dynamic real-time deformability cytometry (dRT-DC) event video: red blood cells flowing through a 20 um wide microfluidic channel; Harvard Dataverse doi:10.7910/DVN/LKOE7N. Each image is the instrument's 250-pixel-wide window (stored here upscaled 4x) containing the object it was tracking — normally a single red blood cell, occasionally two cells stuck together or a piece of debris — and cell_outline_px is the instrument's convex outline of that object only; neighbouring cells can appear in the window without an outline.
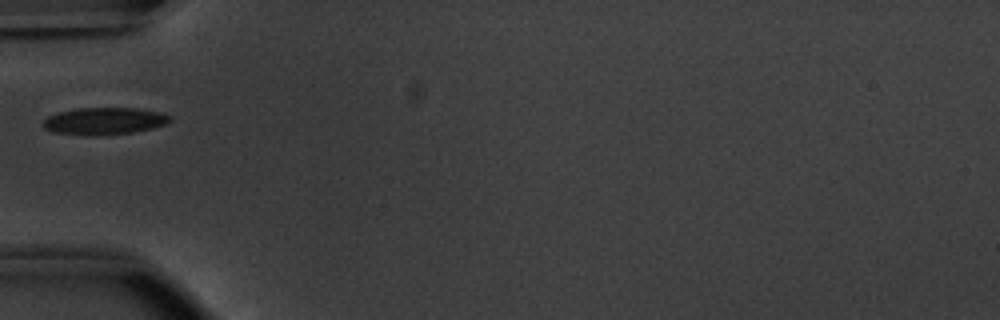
{"species": "common noctule bat (a hibernating species)", "species_latin": "Nyctalus noctula", "temperature_condition": "warm", "stored_images_in_passage": 29, "camera_frame_rate_fps": 3000, "um_per_image_px": 0.085, "animal": {"sex": "male", "body_mass_g": 20.1, "forearm_length_mm": 53.5}, "frame": {"image": 1, "passage_image": 1, "time_ms": 0.0, "image_size_px": [1000, 320], "cell_outline_px": [[172, 120], [168, 124], [152, 128], [132, 132], [52, 132], [44, 128], [44, 120], [48, 116], [60, 112], [76, 108], [136, 108], [160, 112], [172, 116]], "centroid_in_image_um": [8.96, 10.22], "position_along_channel_um": 76.0, "area_um2": 18.9}}
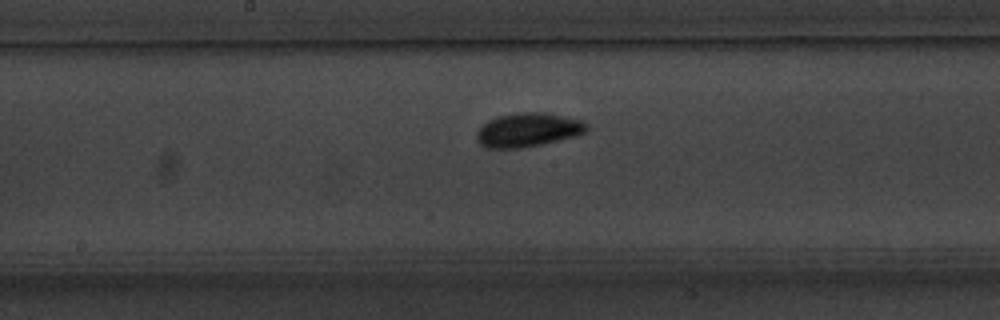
{"frame": {"image": 2, "passage_image": 11, "time_ms": 3.333, "image_size_px": [1000, 320], "cell_outline_px": [[588, 132], [576, 136], [540, 144], [520, 148], [484, 148], [476, 140], [476, 132], [488, 120], [500, 116], [516, 112], [544, 112], [584, 120], [588, 124]], "centroid_in_image_um": [44.9, 11.03], "position_along_channel_um": 203.3, "area_um2": 21.91}}
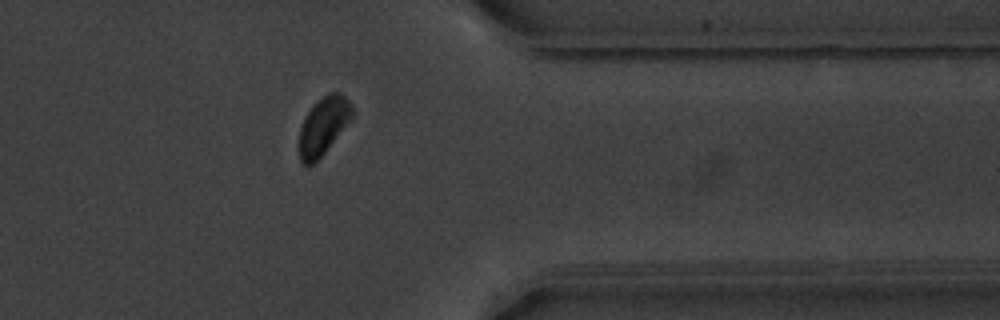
{"frame": {"image": 3, "passage_image": 26, "time_ms": 8.333, "image_size_px": [1000, 320], "cell_outline_px": [[356, 116], [324, 152], [308, 168], [300, 164], [300, 128], [304, 116], [312, 104], [316, 100], [328, 92], [340, 92], [352, 104], [356, 112]], "centroid_in_image_um": [27.52, 10.66], "position_along_channel_um": 383.9, "area_um2": 18.32}}